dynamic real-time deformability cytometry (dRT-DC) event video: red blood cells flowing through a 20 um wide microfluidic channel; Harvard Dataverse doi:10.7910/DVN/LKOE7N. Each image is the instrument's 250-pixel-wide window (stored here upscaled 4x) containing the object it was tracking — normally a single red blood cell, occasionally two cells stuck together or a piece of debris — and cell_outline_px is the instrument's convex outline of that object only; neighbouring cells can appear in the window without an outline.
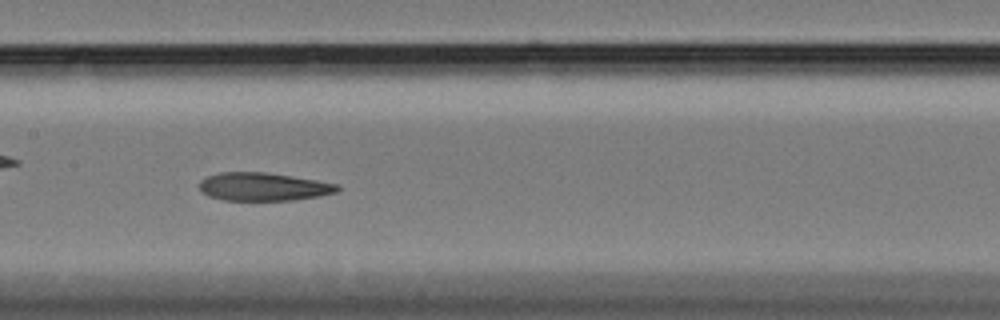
{"species": "Egyptian fruit bat (a non-hibernating species)", "species_latin": "Rousettus aegyptiacus", "temperature_condition": "cold", "stored_images_in_passage": 51, "camera_frame_rate_fps": 3000, "um_per_image_px": 0.085, "animal": {"sex": "female"}, "frame": {"image": 1, "passage_image": 28, "time_ms": 9.0, "image_size_px": [1000, 320], "cell_outline_px": [[340, 188], [336, 192], [320, 196], [292, 200], [224, 200], [208, 196], [200, 192], [200, 180], [208, 176], [220, 172], [264, 172], [292, 176], [340, 184]], "centroid_in_image_um": [22.38, 15.87], "position_along_channel_um": 185.0, "area_um2": 22.66}}
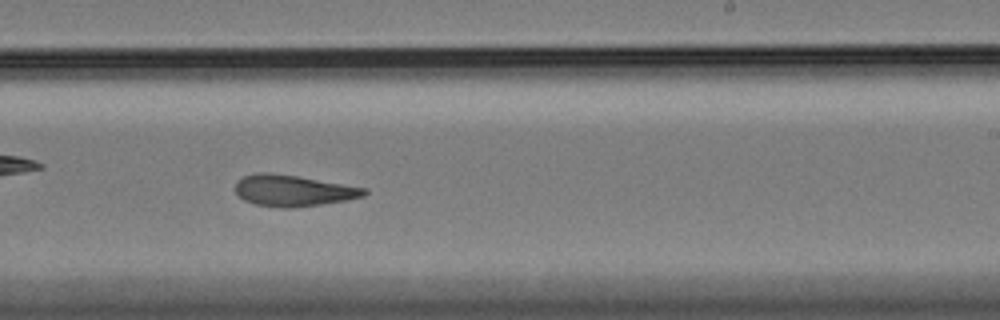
{"frame": {"image": 2, "passage_image": 35, "time_ms": 11.333, "image_size_px": [1000, 320], "cell_outline_px": [[368, 192], [364, 196], [348, 200], [292, 208], [280, 208], [256, 204], [244, 200], [236, 192], [236, 180], [244, 176], [256, 172], [272, 172], [368, 188]], "centroid_in_image_um": [24.92, 16.19], "position_along_channel_um": 264.1, "area_um2": 23.52}}
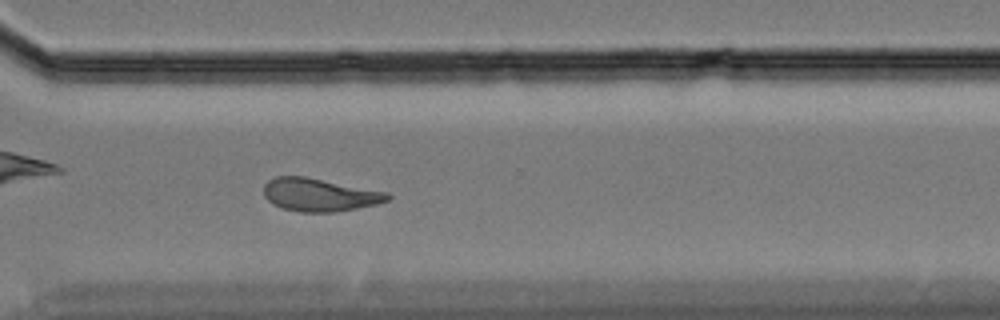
{"frame": {"image": 3, "passage_image": 42, "time_ms": 13.667, "image_size_px": [1000, 320], "cell_outline_px": [[392, 196], [388, 200], [376, 204], [336, 212], [300, 212], [280, 208], [272, 204], [264, 196], [264, 184], [268, 180], [276, 176], [304, 176], [388, 192]], "centroid_in_image_um": [27.13, 16.56], "position_along_channel_um": 343.5, "area_um2": 23.87}, "authors_computed_cell_mechanics": {"area_um2": 24.3916, "velocity_mm_per_s": 3.4035, "shape_relaxation_time_tau1_ms": null, "shape_relaxation_time_tau2_ms": 3.2794, "deformation_change_tau1": null, "deformation_change_tau2": 0.1009}}